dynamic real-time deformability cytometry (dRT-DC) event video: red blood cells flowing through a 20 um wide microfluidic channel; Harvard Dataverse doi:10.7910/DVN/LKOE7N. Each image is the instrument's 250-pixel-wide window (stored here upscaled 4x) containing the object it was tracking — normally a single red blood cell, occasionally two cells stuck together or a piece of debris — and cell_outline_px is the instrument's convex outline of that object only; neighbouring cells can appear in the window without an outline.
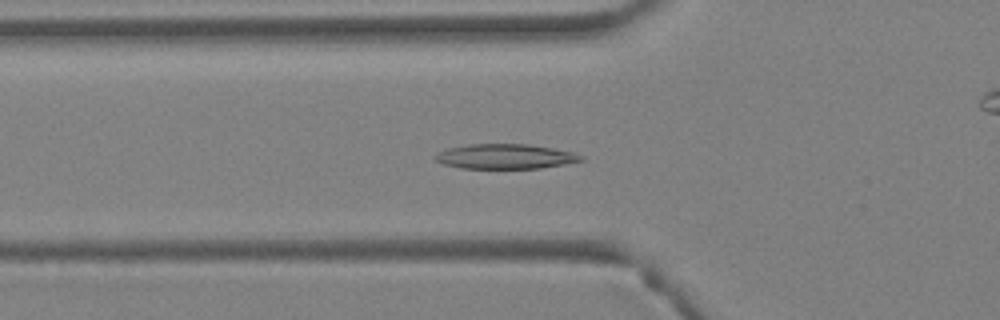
{"species": "Egyptian fruit bat (a non-hibernating species)", "species_latin": "Rousettus aegyptiacus", "temperature_condition": "warm", "stored_images_in_passage": 37, "camera_frame_rate_fps": 3000, "um_per_image_px": 0.085, "animal": {"sex": "female"}, "frame": {"image": 1, "passage_image": 15, "time_ms": 4.667, "image_size_px": [1000, 320], "cell_outline_px": [[584, 160], [564, 164], [540, 168], [460, 168], [444, 164], [436, 160], [436, 156], [440, 152], [448, 148], [468, 144], [528, 144], [552, 148], [572, 152], [584, 156]], "centroid_in_image_um": [42.98, 13.3], "position_along_channel_um": 82.8, "area_um2": 20.87}}
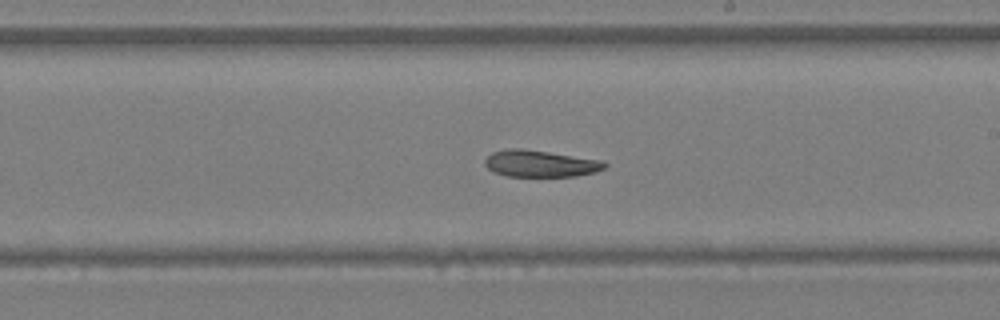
{"frame": {"image": 2, "passage_image": 25, "time_ms": 8.0, "image_size_px": [1000, 320], "cell_outline_px": [[608, 164], [604, 168], [596, 172], [576, 176], [508, 176], [492, 172], [484, 164], [484, 160], [492, 152], [508, 148], [524, 148], [600, 160]], "centroid_in_image_um": [45.89, 13.9], "position_along_channel_um": 243.1, "area_um2": 18.67}}
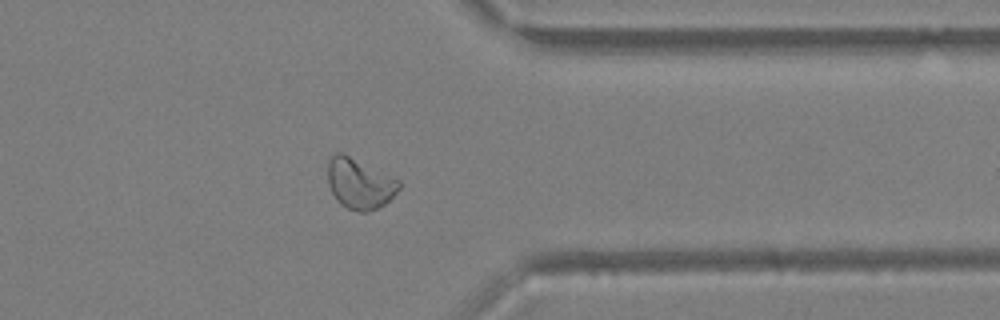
{"frame": {"image": 3, "passage_image": 34, "time_ms": 11.0, "image_size_px": [1000, 320], "cell_outline_px": [[400, 188], [384, 204], [368, 212], [356, 212], [340, 204], [336, 200], [328, 184], [328, 160], [336, 152], [344, 152], [400, 180]], "centroid_in_image_um": [30.55, 15.59], "position_along_channel_um": 380.9, "area_um2": 21.1}, "authors_computed_cell_mechanics": {"area_um2": 21.097, "velocity_mm_per_s": 4.8022, "shape_relaxation_time_tau1_ms": null, "shape_relaxation_time_tau2_ms": 3.5966, "deformation_change_tau1": null, "deformation_change_tau2": 0.0963}}